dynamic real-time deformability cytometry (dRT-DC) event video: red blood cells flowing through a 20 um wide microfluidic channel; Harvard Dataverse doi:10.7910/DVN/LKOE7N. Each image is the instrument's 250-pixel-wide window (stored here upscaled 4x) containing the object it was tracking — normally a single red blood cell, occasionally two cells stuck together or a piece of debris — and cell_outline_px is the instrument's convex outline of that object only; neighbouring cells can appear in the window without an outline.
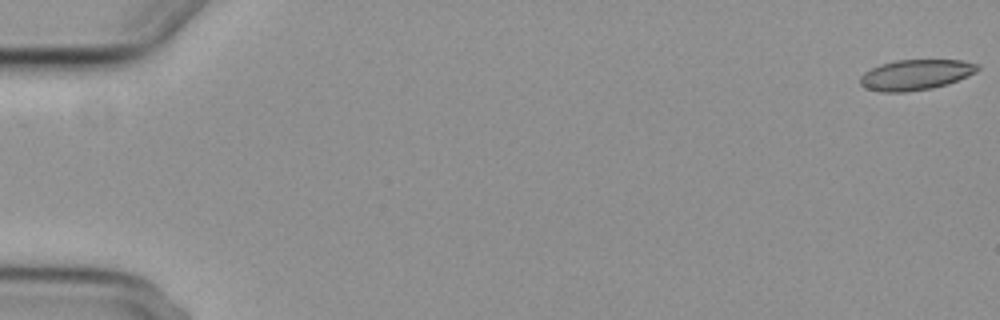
{"species": "common noctule bat (a hibernating species)", "species_latin": "Nyctalus noctula", "temperature_condition": "cold", "stored_images_in_passage": 4, "camera_frame_rate_fps": 3000, "um_per_image_px": 0.085, "animal": {"sex": "female", "body_mass_g": 29.2, "forearm_length_mm": 56.3}, "frame": {"image": 1, "passage_image": 1, "time_ms": 0.0, "image_size_px": [1000, 320], "cell_outline_px": [[980, 68], [976, 72], [968, 76], [948, 84], [932, 88], [904, 92], [880, 92], [868, 88], [860, 84], [860, 76], [864, 72], [880, 64], [896, 60], [964, 60], [980, 64]], "centroid_in_image_um": [77.87, 6.35], "position_along_channel_um": 7.1, "area_um2": 20.92}}
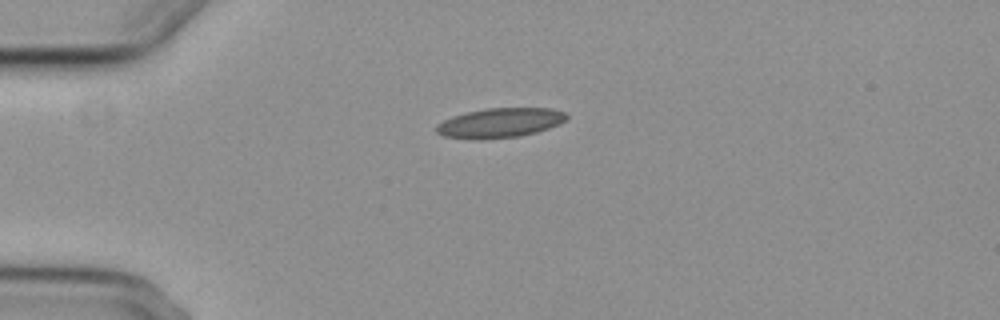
{"frame": {"image": 2, "passage_image": 2, "time_ms": 4.667, "image_size_px": [1000, 320], "cell_outline_px": [[568, 120], [560, 124], [536, 132], [520, 136], [444, 136], [436, 132], [436, 124], [452, 116], [468, 112], [488, 108], [552, 108], [564, 112], [568, 116]], "centroid_in_image_um": [42.6, 10.38], "position_along_channel_um": 42.4, "area_um2": 21.44}}
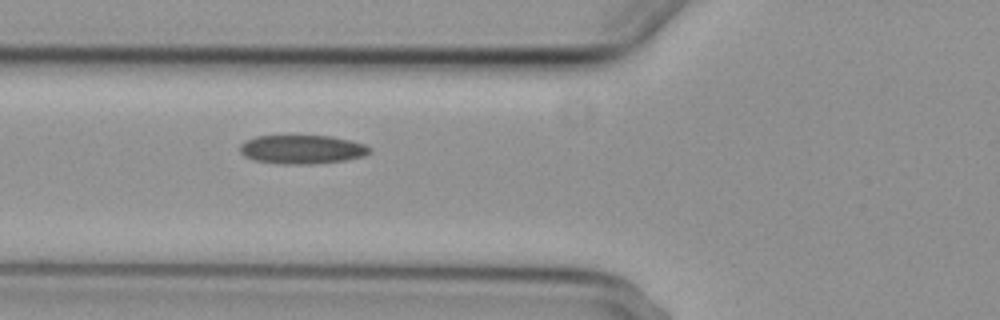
{"frame": {"image": 3, "passage_image": 4, "time_ms": 7.0, "image_size_px": [1000, 320], "cell_outline_px": [[372, 152], [364, 156], [344, 160], [312, 164], [284, 164], [256, 160], [244, 156], [240, 152], [240, 144], [256, 136], [332, 136], [364, 144], [372, 148]], "centroid_in_image_um": [25.7, 12.7], "position_along_channel_um": 100.1, "area_um2": 21.62}}